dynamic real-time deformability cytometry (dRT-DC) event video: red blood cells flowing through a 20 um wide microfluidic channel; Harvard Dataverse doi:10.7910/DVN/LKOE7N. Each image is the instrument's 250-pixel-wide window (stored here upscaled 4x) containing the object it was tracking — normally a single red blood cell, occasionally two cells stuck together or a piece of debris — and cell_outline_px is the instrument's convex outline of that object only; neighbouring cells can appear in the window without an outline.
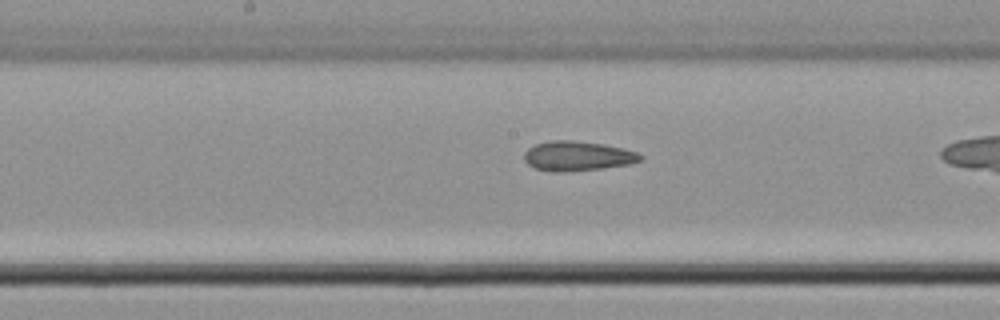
{"species": "common noctule bat (a hibernating species)", "species_latin": "Nyctalus noctula", "temperature_condition": "cold", "stored_images_in_passage": 28, "camera_frame_rate_fps": 3000, "um_per_image_px": 0.085, "animal": {"sex": "male", "body_mass_g": 21.5, "forearm_length_mm": 52.0}, "frame": {"image": 1, "passage_image": 16, "time_ms": 5.0, "image_size_px": [1000, 320], "cell_outline_px": [[644, 156], [640, 160], [628, 164], [600, 168], [560, 172], [556, 172], [536, 168], [528, 164], [524, 160], [524, 152], [528, 148], [536, 144], [552, 140], [572, 140], [604, 144], [624, 148], [636, 152]], "centroid_in_image_um": [49.07, 13.25], "position_along_channel_um": 199.1, "area_um2": 19.88}}
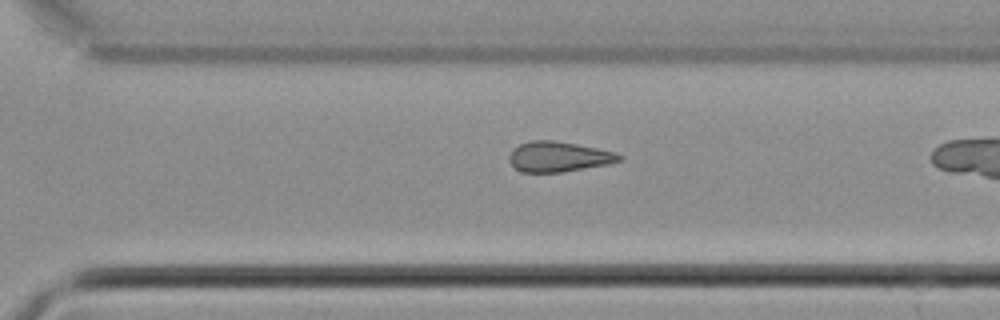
{"frame": {"image": 2, "passage_image": 24, "time_ms": 7.667, "image_size_px": [1000, 320], "cell_outline_px": [[624, 156], [620, 160], [608, 164], [564, 172], [524, 172], [516, 168], [508, 160], [508, 156], [512, 148], [520, 144], [532, 140], [556, 140], [616, 152]], "centroid_in_image_um": [47.47, 13.31], "position_along_channel_um": 323.1, "area_um2": 19.42}}